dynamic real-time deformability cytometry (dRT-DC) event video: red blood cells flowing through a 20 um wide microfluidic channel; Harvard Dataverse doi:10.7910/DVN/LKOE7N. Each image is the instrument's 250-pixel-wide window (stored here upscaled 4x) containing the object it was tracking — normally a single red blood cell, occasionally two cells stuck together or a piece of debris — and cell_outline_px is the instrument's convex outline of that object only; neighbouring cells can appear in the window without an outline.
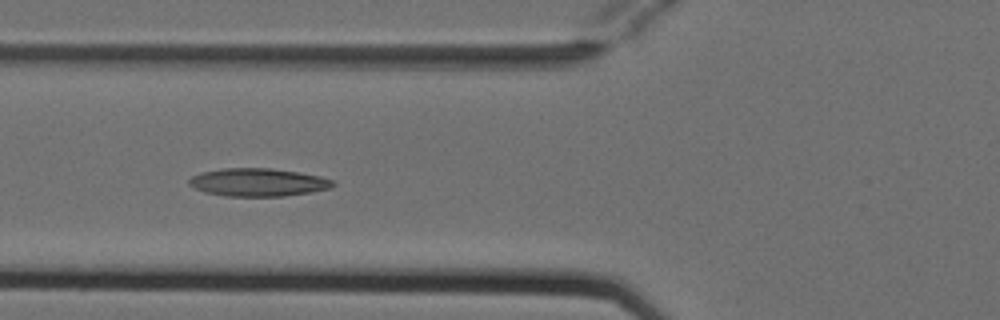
{"species": "Egyptian fruit bat (a non-hibernating species)", "species_latin": "Rousettus aegyptiacus", "temperature_condition": "cold", "stored_images_in_passage": 7, "camera_frame_rate_fps": 3000, "um_per_image_px": 0.085, "animal": {"sex": "female"}, "frame": {"image": 1, "passage_image": 5, "time_ms": 1.333, "image_size_px": [1000, 320], "cell_outline_px": [[336, 184], [328, 188], [312, 192], [284, 196], [224, 196], [204, 192], [188, 184], [188, 180], [192, 176], [204, 172], [220, 168], [272, 168], [320, 176], [332, 180]], "centroid_in_image_um": [21.92, 15.5], "position_along_channel_um": 103.9, "area_um2": 23.35}}
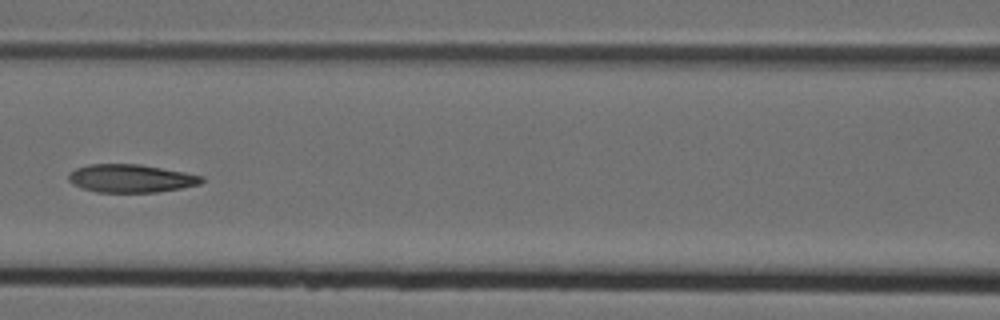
{"frame": {"image": 2, "passage_image": 6, "time_ms": 1.667, "image_size_px": [1000, 320], "cell_outline_px": [[204, 180], [200, 184], [180, 188], [156, 192], [96, 192], [80, 188], [72, 184], [68, 180], [68, 172], [76, 168], [88, 164], [140, 164], [184, 172], [204, 176]], "centroid_in_image_um": [11.08, 15.16], "position_along_channel_um": 155.5, "area_um2": 21.91}}
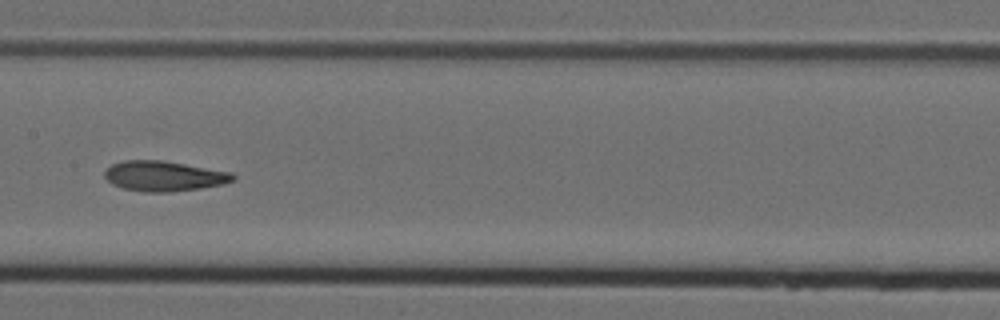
{"frame": {"image": 3, "passage_image": 7, "time_ms": 2.0, "image_size_px": [1000, 320], "cell_outline_px": [[236, 180], [220, 184], [200, 188], [172, 192], [144, 192], [124, 188], [112, 184], [104, 176], [104, 172], [112, 164], [124, 160], [160, 160], [232, 172], [236, 176]], "centroid_in_image_um": [13.94, 14.97], "position_along_channel_um": 193.5, "area_um2": 22.43}}